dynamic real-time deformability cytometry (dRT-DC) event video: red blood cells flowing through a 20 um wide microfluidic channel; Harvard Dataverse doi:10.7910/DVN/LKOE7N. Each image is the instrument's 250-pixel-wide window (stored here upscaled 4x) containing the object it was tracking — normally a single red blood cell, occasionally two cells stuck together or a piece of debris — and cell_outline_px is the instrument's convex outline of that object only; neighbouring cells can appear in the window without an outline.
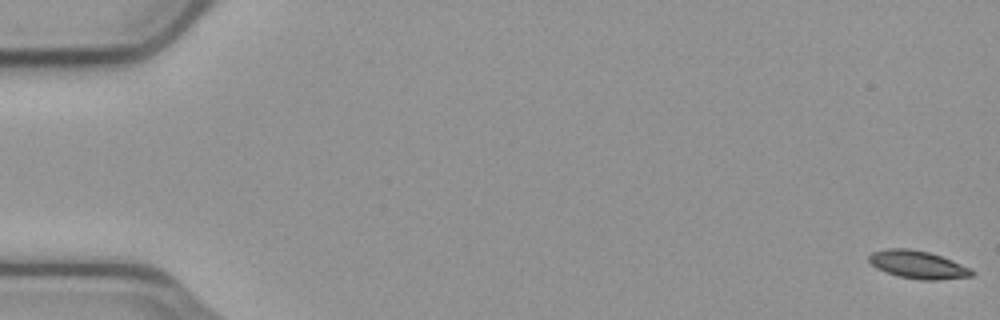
{"species": "common noctule bat (a hibernating species)", "species_latin": "Nyctalus noctula", "temperature_condition": "cold", "stored_images_in_passage": 56, "camera_frame_rate_fps": 3000, "um_per_image_px": 0.085, "animal": {"sex": "male", "body_mass_g": 23.1, "forearm_length_mm": 52.7}, "frame": {"image": 1, "passage_image": 1, "time_ms": 0.0, "image_size_px": [1000, 320], "cell_outline_px": [[976, 272], [972, 276], [940, 280], [920, 280], [896, 276], [876, 268], [868, 260], [868, 256], [872, 252], [888, 248], [908, 248], [928, 252], [952, 260]], "centroid_in_image_um": [77.99, 22.5], "position_along_channel_um": 7.0, "area_um2": 16.7}}
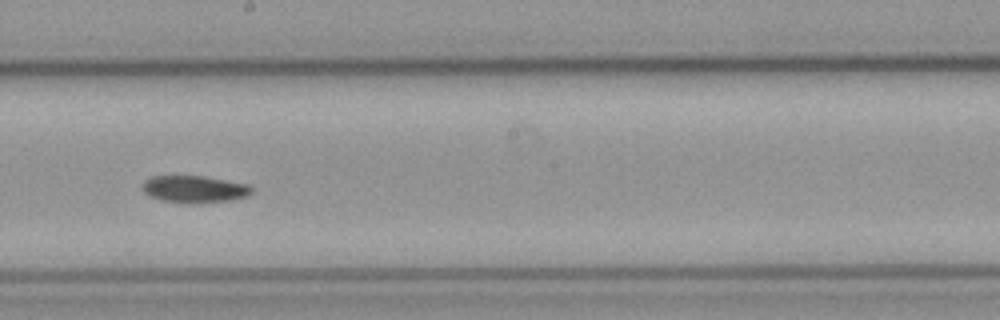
{"frame": {"image": 2, "passage_image": 32, "time_ms": 10.333, "image_size_px": [1000, 320], "cell_outline_px": [[252, 192], [248, 196], [232, 200], [188, 204], [160, 200], [148, 196], [144, 192], [140, 184], [144, 180], [152, 176], [204, 176], [248, 184], [252, 188]], "centroid_in_image_um": [16.49, 16.08], "position_along_channel_um": 231.7, "area_um2": 17.51}}
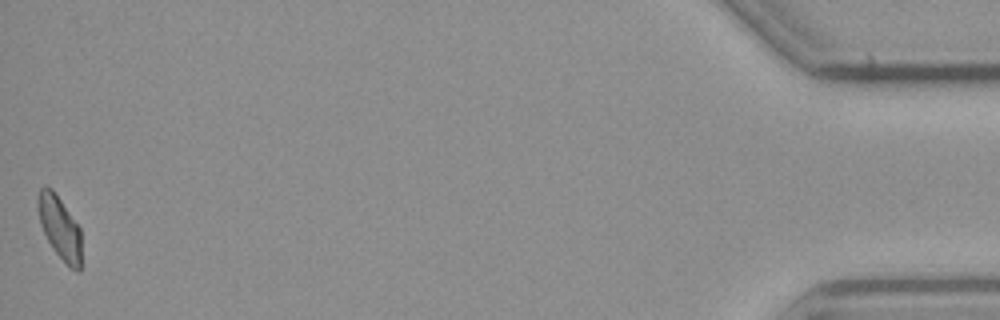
{"frame": {"image": 3, "passage_image": 56, "time_ms": 18.333, "image_size_px": [1000, 320], "cell_outline_px": [[80, 272], [76, 272], [52, 248], [40, 224], [36, 204], [36, 196], [40, 188], [52, 188], [80, 228]], "centroid_in_image_um": [5.04, 19.31], "position_along_channel_um": 430.2, "area_um2": 15.66}, "authors_computed_cell_mechanics": {"area_um2": 16.9932, "velocity_mm_per_s": 3.7317, "shape_relaxation_time_tau1_ms": 4.9149, "shape_relaxation_time_tau2_ms": null, "deformation_change_tau1": 0.1122, "deformation_change_tau2": null}}